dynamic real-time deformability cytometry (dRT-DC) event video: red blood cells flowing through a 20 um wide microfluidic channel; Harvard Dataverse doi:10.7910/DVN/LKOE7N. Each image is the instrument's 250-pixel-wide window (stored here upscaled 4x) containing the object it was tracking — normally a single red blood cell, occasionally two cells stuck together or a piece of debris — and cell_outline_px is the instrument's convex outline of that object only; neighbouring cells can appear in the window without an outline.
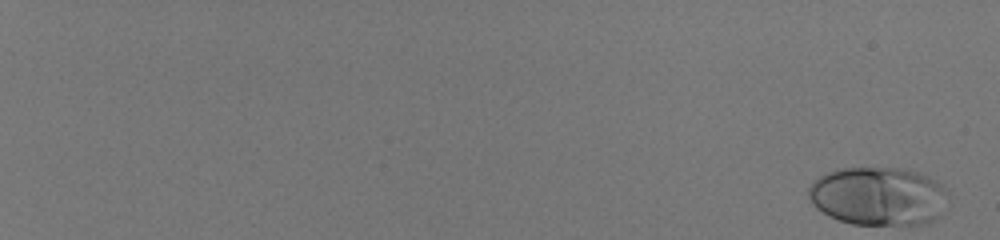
{"species": "human", "species_latin": "Homo sapiens", "temperature_condition": "room temperature", "stored_images_in_passage": 57, "camera_frame_rate_fps": 3000, "um_per_image_px": 0.085, "donor": {"sex": "male"}, "frame": {"image": 1, "passage_image": 1, "time_ms": 0.0, "image_size_px": [1000, 240], "cell_outline_px": [[944, 192], [936, 220], [928, 224], [852, 224], [840, 220], [816, 208], [812, 204], [808, 196], [808, 188], [812, 180], [828, 172], [840, 168], [896, 168], [920, 172], [944, 184]], "centroid_in_image_um": [74.59, 16.66], "position_along_channel_um": 10.4, "area_um2": 47.11}}
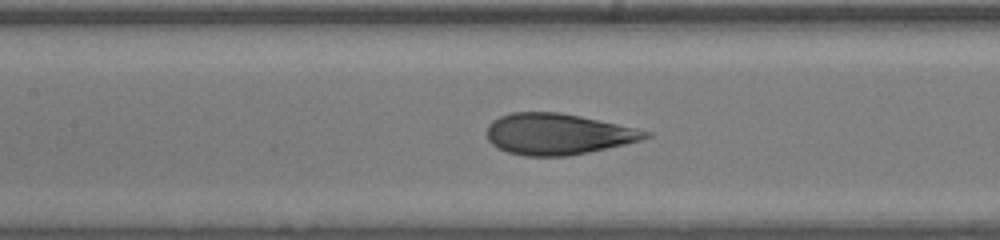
{"frame": {"image": 2, "passage_image": 33, "time_ms": 10.667, "image_size_px": [1000, 240], "cell_outline_px": [[652, 136], [640, 140], [624, 144], [588, 152], [568, 156], [524, 156], [508, 152], [492, 144], [488, 140], [488, 124], [492, 120], [500, 116], [512, 112], [560, 112], [580, 116], [636, 128], [652, 132]], "centroid_in_image_um": [47.41, 11.39], "position_along_channel_um": 160.0, "area_um2": 37.8}}
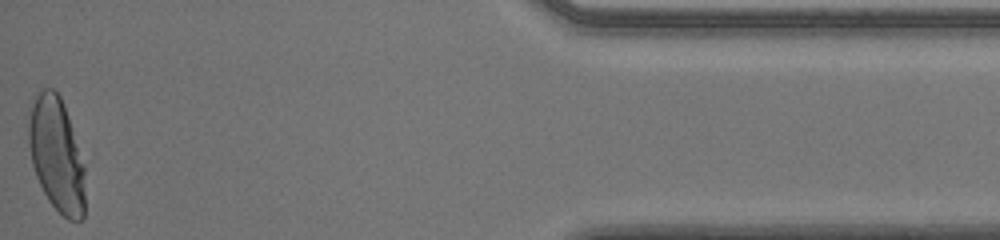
{"frame": {"image": 3, "passage_image": 57, "time_ms": 18.667, "image_size_px": [1000, 240], "cell_outline_px": [[84, 216], [80, 220], [68, 220], [48, 200], [36, 176], [32, 164], [28, 144], [28, 120], [32, 96], [40, 88], [52, 88], [60, 96], [64, 104], [84, 164]], "centroid_in_image_um": [4.77, 13.09], "position_along_channel_um": 430.4, "area_um2": 37.74}, "authors_computed_cell_mechanics": {"area_um2": 39.304, "velocity_mm_per_s": 4.0469, "shape_relaxation_time_tau1_ms": 5.2481, "shape_relaxation_time_tau2_ms": null, "deformation_change_tau1": 0.2178, "deformation_change_tau2": null}}